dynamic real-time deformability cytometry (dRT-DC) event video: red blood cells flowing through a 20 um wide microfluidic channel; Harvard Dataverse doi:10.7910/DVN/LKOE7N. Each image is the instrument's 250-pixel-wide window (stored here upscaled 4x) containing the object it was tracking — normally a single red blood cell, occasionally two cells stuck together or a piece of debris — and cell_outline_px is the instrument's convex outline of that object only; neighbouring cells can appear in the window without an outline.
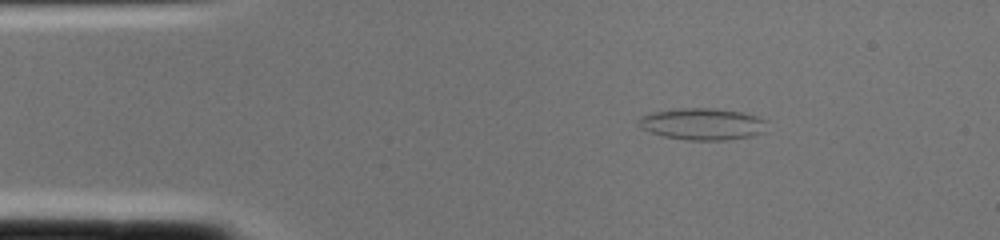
{"species": "common noctule bat (a hibernating species)", "species_latin": "Nyctalus noctula", "temperature_condition": "cold", "stored_images_in_passage": 2, "camera_frame_rate_fps": 3000, "um_per_image_px": 0.085, "animal": {"sex": "female", "body_mass_g": 22.0, "forearm_length_mm": 56.7}, "frame": {"image": 1, "passage_image": 2, "time_ms": 0.333, "image_size_px": [1000, 240], "cell_outline_px": [[768, 120], [764, 132], [752, 136], [724, 140], [688, 140], [664, 136], [652, 132], [636, 124], [636, 120], [640, 116], [652, 112], [680, 108], [712, 108], [740, 112], [756, 116]], "centroid_in_image_um": [59.71, 10.54], "position_along_channel_um": 25.3, "area_um2": 23.76}}